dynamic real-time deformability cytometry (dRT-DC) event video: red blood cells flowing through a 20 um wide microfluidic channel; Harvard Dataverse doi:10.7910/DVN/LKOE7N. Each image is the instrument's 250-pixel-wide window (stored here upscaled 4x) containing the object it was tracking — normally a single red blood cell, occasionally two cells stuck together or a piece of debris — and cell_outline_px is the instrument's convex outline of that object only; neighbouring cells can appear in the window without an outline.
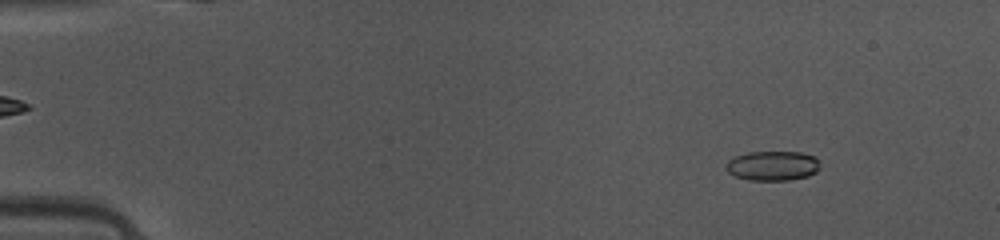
{"species": "common noctule bat (a hibernating species)", "species_latin": "Nyctalus noctula", "temperature_condition": "warm", "stored_images_in_passage": 45, "camera_frame_rate_fps": 3000, "um_per_image_px": 0.085, "animal": {"sex": "female", "body_mass_g": 10.0, "forearm_length_mm": 53.1}, "frame": {"image": 1, "passage_image": 3, "time_ms": 0.667, "image_size_px": [1000, 240], "cell_outline_px": [[820, 168], [816, 172], [808, 176], [788, 180], [748, 180], [736, 176], [728, 172], [724, 168], [724, 164], [728, 160], [736, 156], [748, 152], [800, 152], [816, 156]], "centroid_in_image_um": [65.66, 14.09], "position_along_channel_um": 19.3, "area_um2": 16.36}}
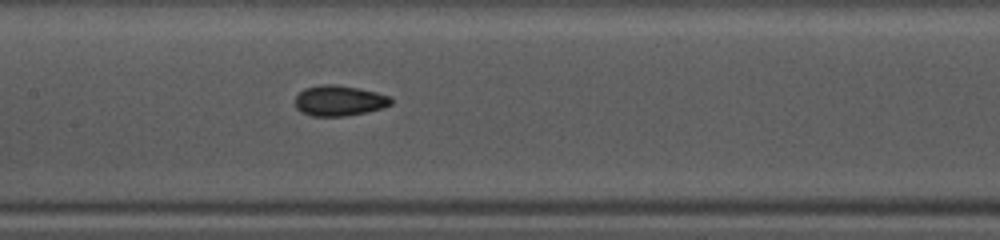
{"frame": {"image": 2, "passage_image": 21, "time_ms": 6.667, "image_size_px": [1000, 240], "cell_outline_px": [[392, 104], [384, 108], [368, 112], [344, 116], [312, 116], [300, 112], [296, 108], [296, 96], [304, 88], [320, 84], [336, 84], [376, 92], [388, 96], [392, 100]], "centroid_in_image_um": [28.82, 8.56], "position_along_channel_um": 178.6, "area_um2": 17.11}}
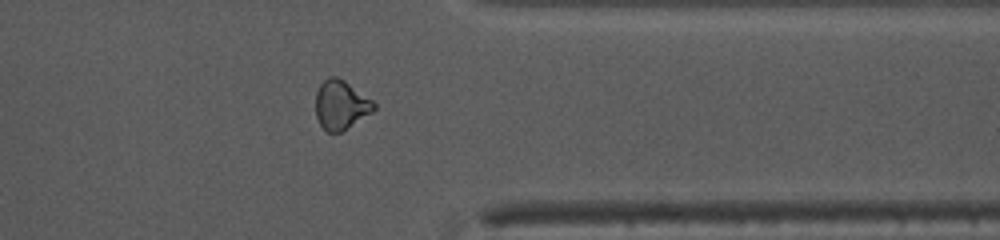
{"frame": {"image": 3, "passage_image": 36, "time_ms": 11.667, "image_size_px": [1000, 240], "cell_outline_px": [[376, 108], [372, 112], [340, 132], [328, 132], [320, 124], [316, 116], [316, 92], [320, 84], [324, 80], [332, 76], [336, 76], [344, 80], [372, 100], [376, 104]], "centroid_in_image_um": [28.97, 8.9], "position_along_channel_um": 382.4, "area_um2": 16.42}, "authors_computed_cell_mechanics": {"area_um2": 16.6464, "velocity_mm_per_s": 4.1834, "shape_relaxation_time_tau1_ms": 3.8759, "shape_relaxation_time_tau2_ms": 1.8312, "deformation_change_tau1": 0.1188, "deformation_change_tau2": 0.0545}}